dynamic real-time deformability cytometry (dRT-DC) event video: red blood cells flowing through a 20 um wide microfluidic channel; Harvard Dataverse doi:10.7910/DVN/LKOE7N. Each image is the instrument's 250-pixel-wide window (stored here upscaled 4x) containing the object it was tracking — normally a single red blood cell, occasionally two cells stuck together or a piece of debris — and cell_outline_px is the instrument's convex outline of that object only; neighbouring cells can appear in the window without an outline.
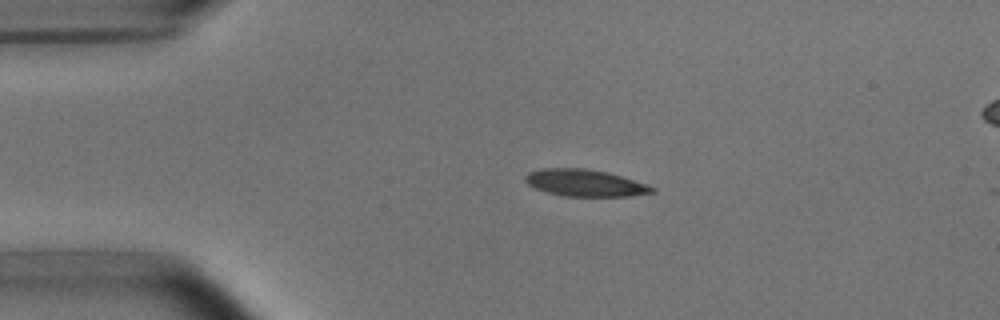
{"species": "common noctule bat (a hibernating species)", "species_latin": "Nyctalus noctula", "temperature_condition": "room temperature", "stored_images_in_passage": 2, "camera_frame_rate_fps": 3000, "um_per_image_px": 0.085, "animal": {"sex": "male", "body_mass_g": 15.6}, "frame": {"image": 1, "passage_image": 1, "time_ms": 0.0, "image_size_px": [1000, 320], "cell_outline_px": [[656, 192], [628, 196], [564, 196], [548, 192], [536, 188], [528, 184], [524, 180], [524, 176], [528, 172], [544, 168], [584, 168], [608, 172], [648, 184], [656, 188]], "centroid_in_image_um": [49.74, 15.54], "position_along_channel_um": 35.3, "area_um2": 19.88}}